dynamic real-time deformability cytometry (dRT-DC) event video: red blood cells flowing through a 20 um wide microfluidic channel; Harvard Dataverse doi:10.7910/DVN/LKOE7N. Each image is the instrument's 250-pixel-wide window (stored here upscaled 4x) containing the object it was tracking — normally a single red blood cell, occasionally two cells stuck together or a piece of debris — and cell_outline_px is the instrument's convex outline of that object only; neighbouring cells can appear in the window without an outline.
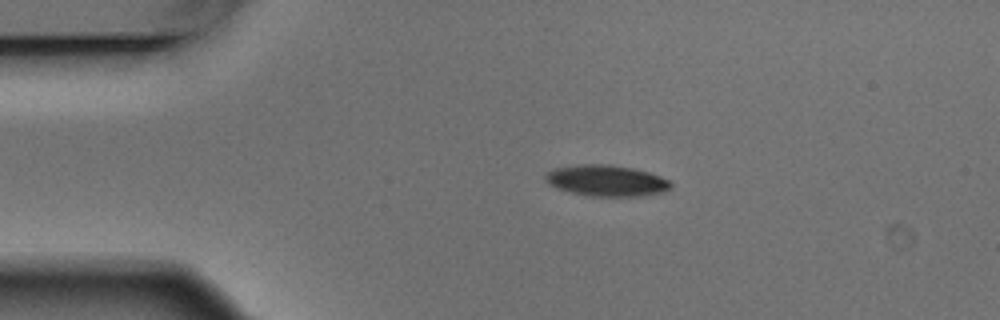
{"species": "Egyptian fruit bat (a non-hibernating species)", "species_latin": "Rousettus aegyptiacus", "temperature_condition": "warm", "stored_images_in_passage": 4, "camera_frame_rate_fps": 3000, "um_per_image_px": 0.085, "animal": {"sex": "male"}, "frame": {"image": 1, "passage_image": 3, "time_ms": 0.667, "image_size_px": [1000, 320], "cell_outline_px": [[672, 188], [664, 192], [644, 196], [588, 196], [572, 192], [548, 184], [544, 180], [544, 176], [548, 172], [556, 168], [584, 164], [608, 164], [632, 168], [648, 172], [660, 176], [668, 180], [672, 184]], "centroid_in_image_um": [51.59, 15.36], "position_along_channel_um": 33.4, "area_um2": 22.66}}